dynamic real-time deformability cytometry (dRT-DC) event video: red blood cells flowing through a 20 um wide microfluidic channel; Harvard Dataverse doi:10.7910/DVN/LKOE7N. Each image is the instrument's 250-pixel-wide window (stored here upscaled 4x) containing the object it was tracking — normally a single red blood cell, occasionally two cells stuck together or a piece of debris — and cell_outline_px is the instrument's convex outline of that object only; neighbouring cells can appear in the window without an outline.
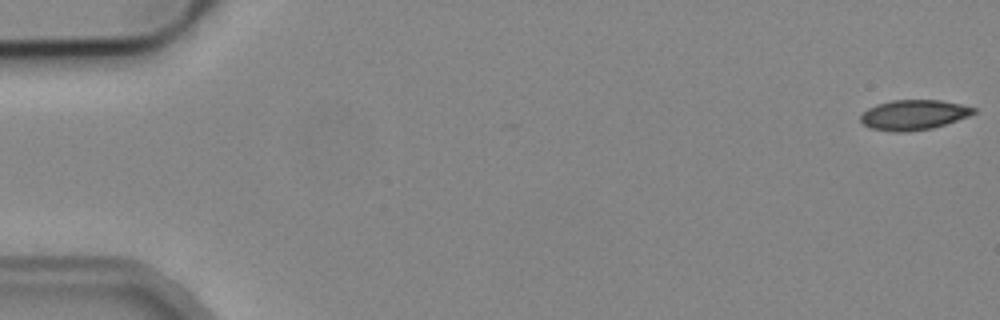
{"species": "common noctule bat (a hibernating species)", "species_latin": "Nyctalus noctula", "temperature_condition": "cold", "stored_images_in_passage": 11, "camera_frame_rate_fps": 3000, "um_per_image_px": 0.085, "animal": {"sex": "male", "body_mass_g": 19.2, "forearm_length_mm": 51.8}, "frame": {"image": 1, "passage_image": 1, "time_ms": 0.0, "image_size_px": [1000, 320], "cell_outline_px": [[976, 112], [968, 116], [932, 128], [908, 132], [892, 132], [868, 128], [860, 120], [860, 116], [868, 108], [876, 104], [892, 100], [940, 100], [960, 104], [976, 108]], "centroid_in_image_um": [77.62, 9.77], "position_along_channel_um": 7.4, "area_um2": 19.77}}